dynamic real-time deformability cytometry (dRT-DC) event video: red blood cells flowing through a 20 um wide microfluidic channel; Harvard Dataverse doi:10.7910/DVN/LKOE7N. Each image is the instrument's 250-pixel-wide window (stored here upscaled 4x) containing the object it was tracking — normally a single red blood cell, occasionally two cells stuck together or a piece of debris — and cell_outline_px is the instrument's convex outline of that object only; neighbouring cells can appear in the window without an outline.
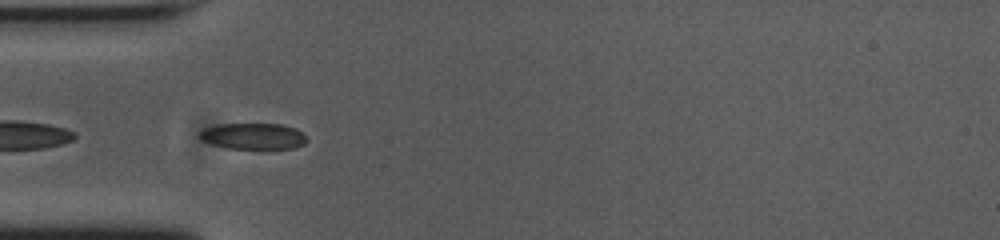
{"species": "common noctule bat (a hibernating species)", "species_latin": "Nyctalus noctula", "temperature_condition": "cold", "stored_images_in_passage": 9, "camera_frame_rate_fps": 3000, "um_per_image_px": 0.085, "animal": {"sex": "female", "body_mass_g": 23.0, "forearm_length_mm": 53.4}, "frame": {"image": 1, "passage_image": 4, "time_ms": 1.0, "image_size_px": [1000, 240], "cell_outline_px": [[308, 140], [304, 144], [292, 148], [228, 148], [212, 144], [200, 140], [200, 132], [204, 128], [220, 124], [280, 124], [296, 128], [304, 132]], "centroid_in_image_um": [21.56, 11.57], "position_along_channel_um": 63.4, "area_um2": 16.3}}